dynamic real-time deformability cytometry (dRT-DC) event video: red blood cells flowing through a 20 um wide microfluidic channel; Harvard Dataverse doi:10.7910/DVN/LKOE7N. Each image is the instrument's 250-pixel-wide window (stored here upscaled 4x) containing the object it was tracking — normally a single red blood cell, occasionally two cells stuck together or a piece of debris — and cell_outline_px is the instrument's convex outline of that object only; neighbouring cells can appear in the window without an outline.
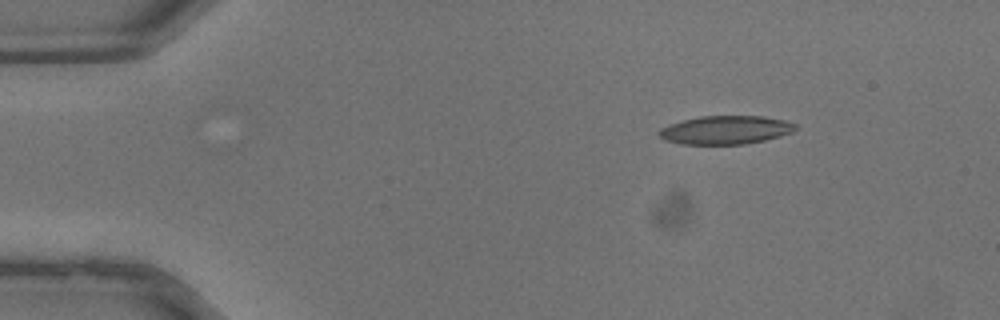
{"species": "common noctule bat (a hibernating species)", "species_latin": "Nyctalus noctula", "temperature_condition": "warm", "stored_images_in_passage": 33, "camera_frame_rate_fps": 3000, "um_per_image_px": 0.085, "animal": {"sex": "male", "body_mass_g": 13.3}, "frame": {"image": 1, "passage_image": 1, "time_ms": 0.0, "image_size_px": [1000, 320], "cell_outline_px": [[796, 128], [792, 132], [780, 136], [764, 140], [744, 144], [680, 144], [664, 140], [656, 132], [660, 128], [668, 124], [700, 116], [764, 116], [784, 120], [796, 124]], "centroid_in_image_um": [61.64, 11.04], "position_along_channel_um": 23.4, "area_um2": 22.66}}
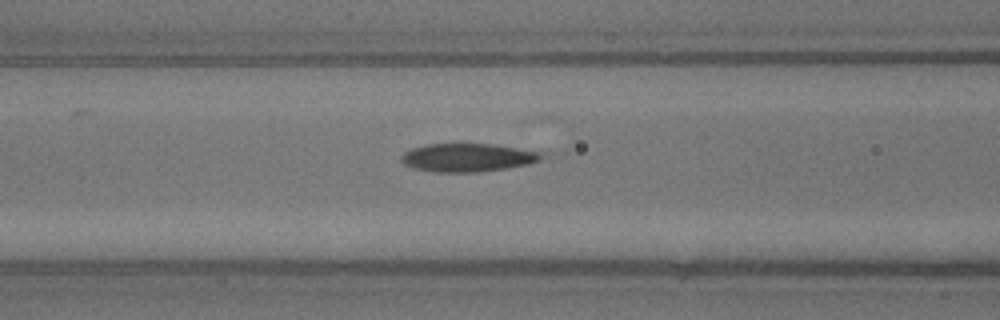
{"frame": {"image": 2, "passage_image": 11, "time_ms": 3.333, "image_size_px": [1000, 320], "cell_outline_px": [[548, 156], [540, 160], [528, 164], [508, 168], [476, 172], [432, 172], [412, 168], [404, 164], [400, 160], [400, 156], [404, 152], [412, 148], [424, 144], [492, 144], [548, 152]], "centroid_in_image_um": [39.8, 13.39], "position_along_channel_um": 126.8, "area_um2": 23.58}}
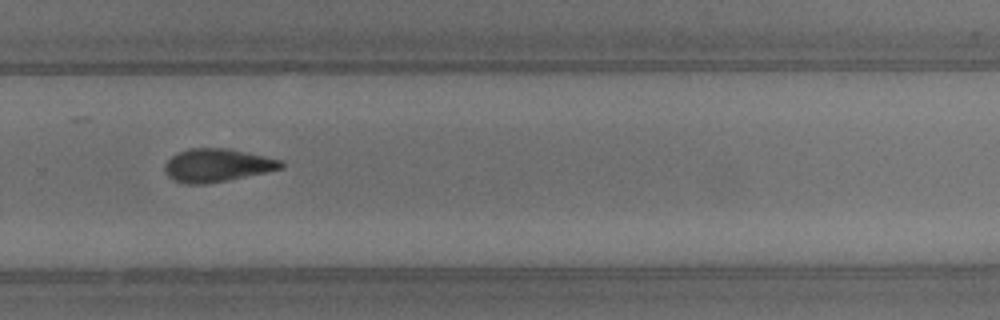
{"frame": {"image": 3, "passage_image": 21, "time_ms": 6.667, "image_size_px": [1000, 320], "cell_outline_px": [[284, 168], [204, 184], [184, 184], [172, 180], [164, 172], [164, 164], [176, 152], [188, 148], [228, 148], [280, 160], [284, 164]], "centroid_in_image_um": [18.37, 14.04], "position_along_channel_um": 311.4, "area_um2": 22.25}}